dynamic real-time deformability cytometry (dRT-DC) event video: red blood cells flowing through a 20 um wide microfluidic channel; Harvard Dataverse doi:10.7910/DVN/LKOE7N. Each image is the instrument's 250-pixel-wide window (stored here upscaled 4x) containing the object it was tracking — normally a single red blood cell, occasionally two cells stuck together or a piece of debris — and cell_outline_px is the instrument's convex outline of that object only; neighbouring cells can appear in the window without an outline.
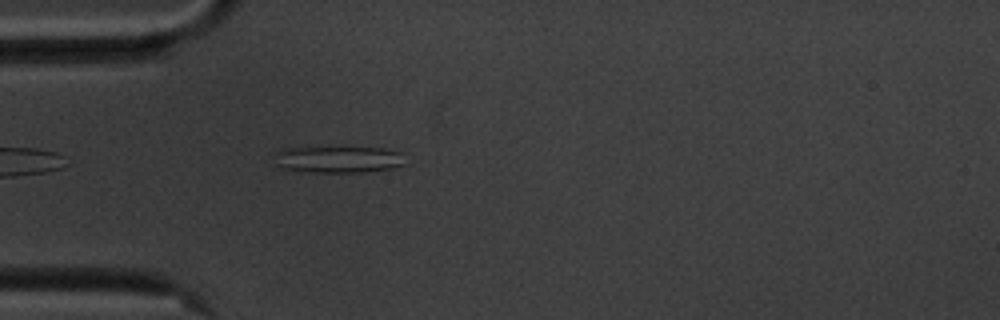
{"species": "common noctule bat (a hibernating species)", "species_latin": "Nyctalus noctula", "temperature_condition": "cold", "stored_images_in_passage": 41, "camera_frame_rate_fps": 3000, "um_per_image_px": 0.085, "animal": {"sex": "male", "body_mass_g": 20.1, "forearm_length_mm": 53.5}, "frame": {"image": 1, "passage_image": 1, "time_ms": 0.0, "image_size_px": [1000, 320], "cell_outline_px": [[408, 164], [392, 168], [364, 172], [308, 172], [284, 168], [276, 164], [276, 152], [280, 148], [380, 148], [400, 152]], "centroid_in_image_um": [28.79, 13.56], "position_along_channel_um": 56.2, "area_um2": 20.17}}
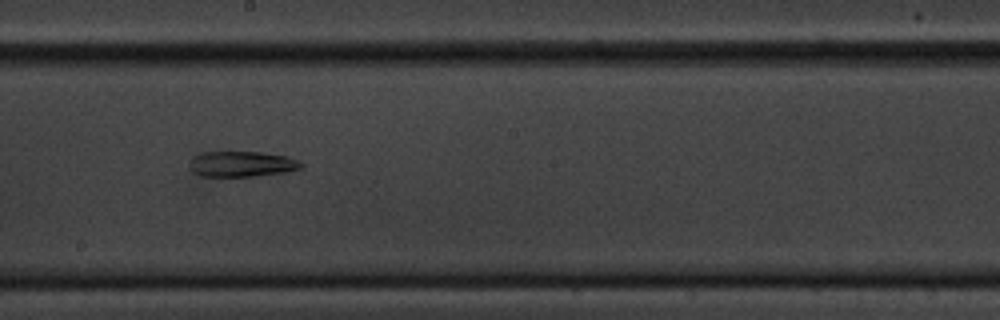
{"frame": {"image": 2, "passage_image": 16, "time_ms": 5.0, "image_size_px": [1000, 320], "cell_outline_px": [[304, 164], [300, 168], [288, 172], [256, 176], [200, 176], [192, 172], [192, 156], [200, 152], [260, 152], [288, 156]], "centroid_in_image_um": [20.57, 13.94], "position_along_channel_um": 227.6, "area_um2": 16.59}}
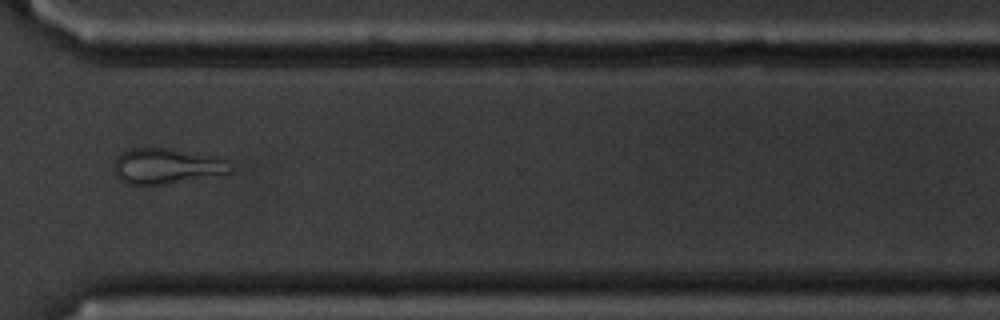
{"frame": {"image": 3, "passage_image": 27, "time_ms": 8.667, "image_size_px": [1000, 320], "cell_outline_px": [[232, 168], [228, 172], [160, 184], [128, 184], [120, 180], [116, 176], [116, 160], [120, 152], [132, 148], [168, 148], [216, 156], [224, 160]], "centroid_in_image_um": [14.09, 14.09], "position_along_channel_um": 356.5, "area_um2": 23.24}, "authors_computed_cell_mechanics": {"area_um2": 18.3804, "velocity_mm_per_s": 3.5212, "shape_relaxation_time_tau1_ms": null, "shape_relaxation_time_tau2_ms": 8.4874, "deformation_change_tau1": null, "deformation_change_tau2": 0.2623}}